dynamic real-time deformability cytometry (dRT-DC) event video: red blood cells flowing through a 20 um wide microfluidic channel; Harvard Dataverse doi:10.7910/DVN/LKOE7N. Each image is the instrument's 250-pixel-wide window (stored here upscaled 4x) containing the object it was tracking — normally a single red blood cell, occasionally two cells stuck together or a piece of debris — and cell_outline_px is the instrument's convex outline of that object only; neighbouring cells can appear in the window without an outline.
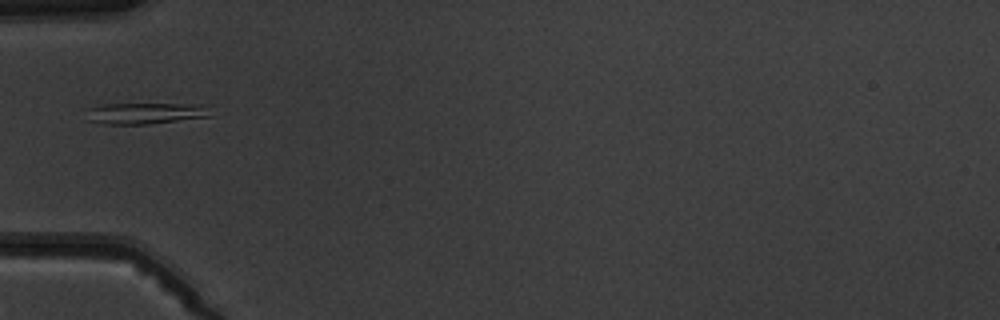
{"species": "common noctule bat (a hibernating species)", "species_latin": "Nyctalus noctula", "temperature_condition": "warm", "stored_images_in_passage": 1, "camera_frame_rate_fps": 3000, "um_per_image_px": 0.085, "animal": {"sex": "male", "body_mass_g": 19.5, "forearm_length_mm": 54.6}, "frame": {"image": 1, "passage_image": 1, "time_ms": 0.0, "image_size_px": [1000, 320], "cell_outline_px": [[212, 116], [148, 124], [108, 124], [88, 120], [84, 108], [100, 104], [208, 104]], "centroid_in_image_um": [12.35, 9.61], "position_along_channel_um": 72.7, "area_um2": 15.66}}